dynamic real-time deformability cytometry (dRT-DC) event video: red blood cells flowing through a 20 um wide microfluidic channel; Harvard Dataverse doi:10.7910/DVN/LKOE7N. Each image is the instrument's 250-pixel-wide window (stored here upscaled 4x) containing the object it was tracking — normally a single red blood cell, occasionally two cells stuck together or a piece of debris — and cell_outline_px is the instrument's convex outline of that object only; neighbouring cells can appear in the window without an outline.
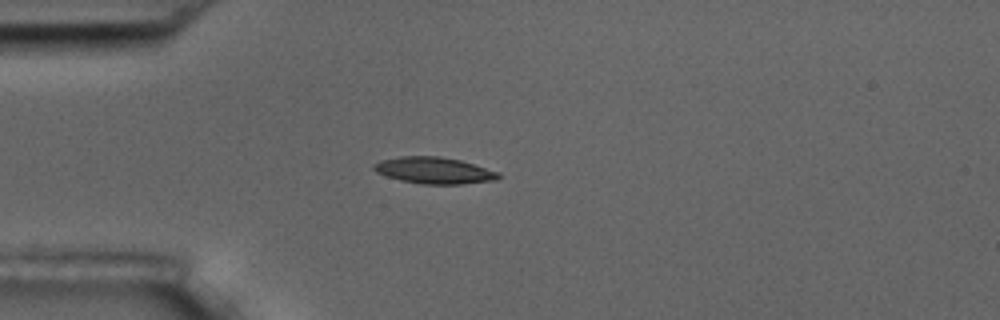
{"species": "common noctule bat (a hibernating species)", "species_latin": "Nyctalus noctula", "temperature_condition": "room temperature", "stored_images_in_passage": 1, "camera_frame_rate_fps": 3000, "um_per_image_px": 0.085, "animal": {"sex": "male", "body_mass_g": 17.5, "forearm_length_mm": 52.3}, "frame": {"image": 1, "passage_image": 1, "time_ms": 0.0, "image_size_px": [1000, 320], "cell_outline_px": [[500, 176], [496, 180], [460, 184], [424, 184], [400, 180], [376, 172], [372, 168], [372, 164], [380, 160], [400, 156], [440, 156], [460, 160], [500, 172]], "centroid_in_image_um": [36.88, 14.48], "position_along_channel_um": 48.1, "area_um2": 19.25}}